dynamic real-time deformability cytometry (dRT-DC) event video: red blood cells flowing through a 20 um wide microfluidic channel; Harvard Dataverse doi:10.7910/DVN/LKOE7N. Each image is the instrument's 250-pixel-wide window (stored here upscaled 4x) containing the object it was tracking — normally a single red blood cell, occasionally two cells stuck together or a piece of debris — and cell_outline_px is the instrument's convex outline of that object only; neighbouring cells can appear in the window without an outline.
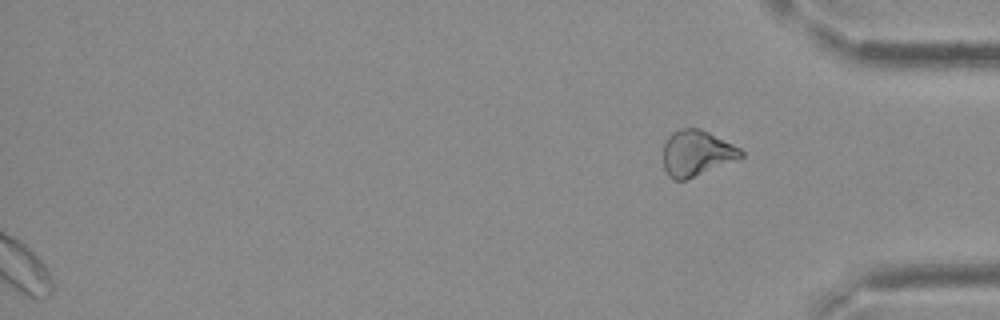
{"species": "Egyptian fruit bat (a non-hibernating species)", "species_latin": "Rousettus aegyptiacus", "temperature_condition": "cold", "stored_images_in_passage": 31, "segment_of_instrument_passage": [2, 2], "camera_frame_rate_fps": 3000, "um_per_image_px": 0.085, "frame": {"image": 1, "passage_image": 31, "time_ms": 10.0, "image_size_px": [1000, 320], "cell_outline_px": [[744, 156], [736, 160], [684, 180], [672, 180], [668, 176], [664, 168], [664, 144], [668, 136], [672, 132], [680, 128], [700, 128], [740, 148], [744, 152]], "centroid_in_image_um": [59.19, 13.01], "position_along_channel_um": 376.0, "area_um2": 20.58}}